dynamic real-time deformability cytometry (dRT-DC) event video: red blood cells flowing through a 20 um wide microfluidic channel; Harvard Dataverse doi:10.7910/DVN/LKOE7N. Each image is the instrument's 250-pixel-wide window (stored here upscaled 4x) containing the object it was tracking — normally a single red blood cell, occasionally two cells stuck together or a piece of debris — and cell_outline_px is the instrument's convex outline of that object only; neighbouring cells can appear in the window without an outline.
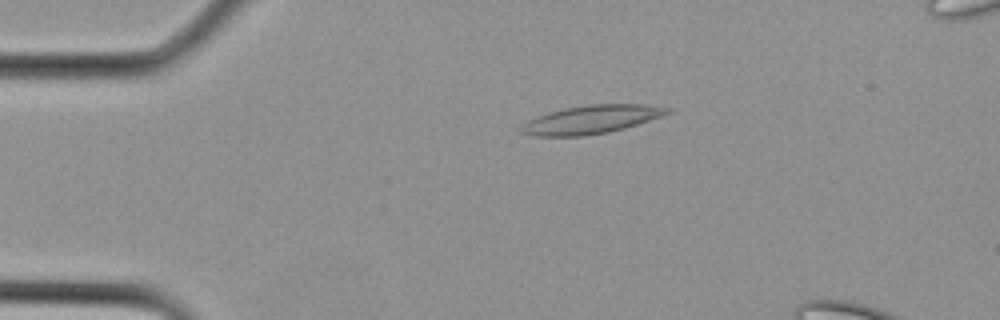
{"species": "Egyptian fruit bat (a non-hibernating species)", "species_latin": "Rousettus aegyptiacus", "temperature_condition": "cold", "stored_images_in_passage": 16, "camera_frame_rate_fps": 3000, "um_per_image_px": 0.085, "animal": {"sex": "female"}, "frame": {"image": 1, "passage_image": 6, "time_ms": 1.667, "image_size_px": [1000, 320], "cell_outline_px": [[672, 112], [624, 128], [608, 132], [584, 136], [536, 136], [520, 132], [520, 128], [528, 120], [548, 112], [564, 108], [588, 104], [644, 104], [672, 108]], "centroid_in_image_um": [50.25, 10.15], "position_along_channel_um": 34.7, "area_um2": 23.99}}
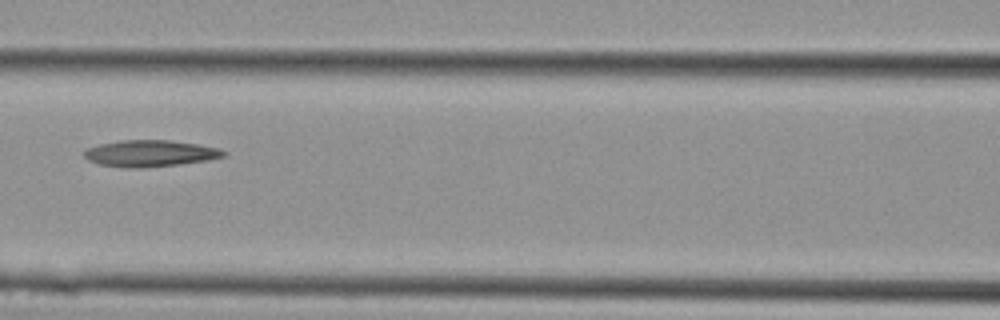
{"frame": {"image": 2, "passage_image": 13, "time_ms": 4.0, "image_size_px": [1000, 320], "cell_outline_px": [[228, 156], [208, 160], [180, 164], [144, 168], [124, 168], [96, 164], [88, 160], [84, 156], [84, 152], [88, 148], [100, 144], [120, 140], [168, 140], [200, 144], [220, 148], [228, 152]], "centroid_in_image_um": [12.81, 13.04], "position_along_channel_um": 153.8, "area_um2": 21.91}}
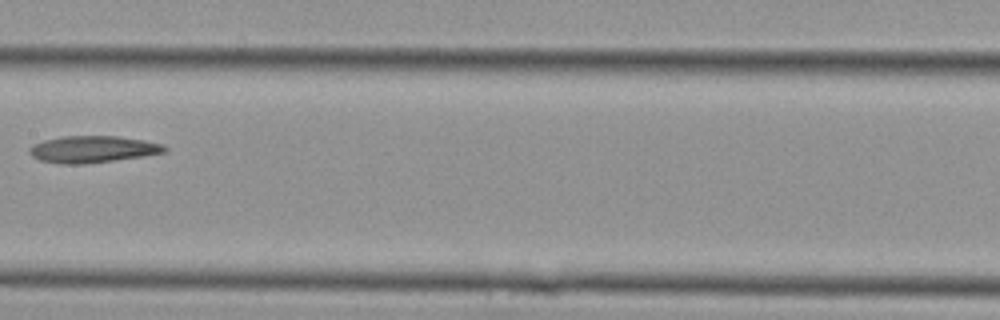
{"frame": {"image": 3, "passage_image": 15, "time_ms": 4.667, "image_size_px": [1000, 320], "cell_outline_px": [[168, 148], [164, 152], [144, 156], [84, 164], [60, 164], [40, 160], [32, 156], [28, 152], [28, 148], [32, 144], [44, 140], [64, 136], [116, 136], [144, 140], [164, 144]], "centroid_in_image_um": [7.86, 12.68], "position_along_channel_um": 199.5, "area_um2": 21.15}}